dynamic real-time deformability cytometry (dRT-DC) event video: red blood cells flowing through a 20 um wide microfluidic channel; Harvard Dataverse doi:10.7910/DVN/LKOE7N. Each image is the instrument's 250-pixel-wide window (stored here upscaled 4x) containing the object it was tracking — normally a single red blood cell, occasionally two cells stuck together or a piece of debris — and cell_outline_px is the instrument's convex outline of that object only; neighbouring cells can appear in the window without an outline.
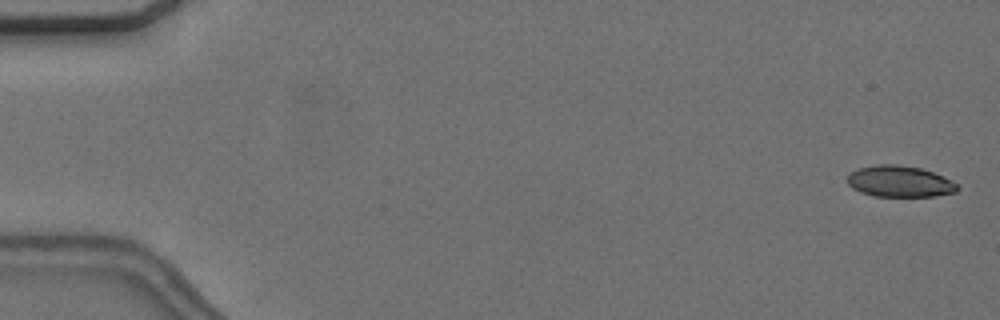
{"species": "common noctule bat (a hibernating species)", "species_latin": "Nyctalus noctula", "temperature_condition": "cold", "stored_images_in_passage": 57, "camera_frame_rate_fps": 3000, "um_per_image_px": 0.085, "animal": {"sex": "female", "body_mass_g": 24.6, "forearm_length_mm": 56.2}, "frame": {"image": 1, "passage_image": 2, "time_ms": 0.333, "image_size_px": [1000, 320], "cell_outline_px": [[960, 188], [956, 192], [936, 196], [872, 196], [860, 192], [852, 188], [848, 184], [848, 176], [852, 172], [860, 168], [876, 164], [896, 164], [920, 168], [932, 172], [956, 184]], "centroid_in_image_um": [76.45, 15.43], "position_along_channel_um": 8.6, "area_um2": 19.83}}
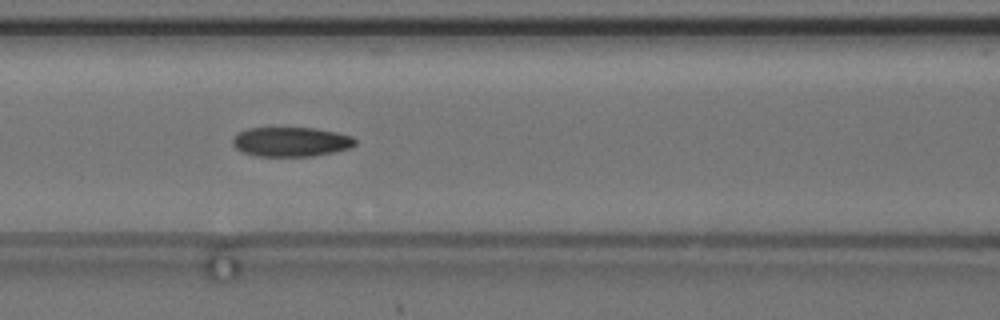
{"frame": {"image": 2, "passage_image": 25, "time_ms": 8.0, "image_size_px": [1000, 320], "cell_outline_px": [[356, 144], [352, 148], [312, 156], [256, 156], [244, 152], [236, 148], [232, 144], [232, 140], [236, 132], [248, 128], [316, 128], [336, 132], [352, 136], [356, 140]], "centroid_in_image_um": [24.73, 12.05], "position_along_channel_um": 141.9, "area_um2": 21.15}}
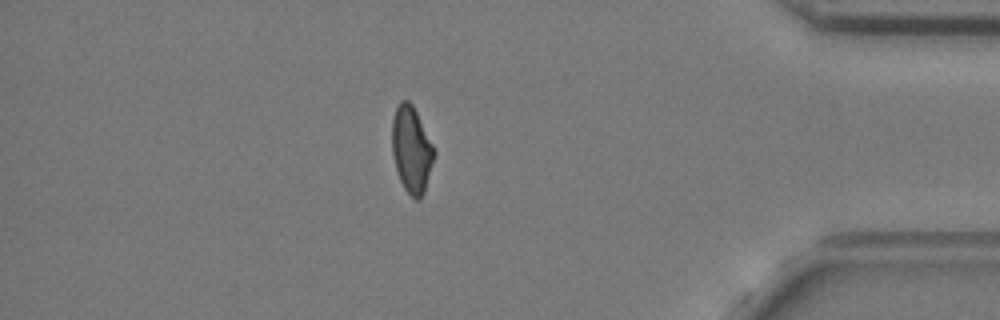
{"frame": {"image": 3, "passage_image": 49, "time_ms": 16.0, "image_size_px": [1000, 320], "cell_outline_px": [[436, 152], [424, 192], [420, 200], [416, 200], [404, 188], [400, 180], [396, 168], [392, 152], [392, 120], [396, 108], [400, 100], [408, 100], [412, 104]], "centroid_in_image_um": [34.97, 12.71], "position_along_channel_um": 400.2, "area_um2": 20.92}, "authors_computed_cell_mechanics": {"area_um2": 21.2704, "velocity_mm_per_s": 3.6959, "shape_relaxation_time_tau1_ms": 10.2016, "shape_relaxation_time_tau2_ms": 2.7664, "deformation_change_tau1": 0.1928, "deformation_change_tau2": 0.0863}}